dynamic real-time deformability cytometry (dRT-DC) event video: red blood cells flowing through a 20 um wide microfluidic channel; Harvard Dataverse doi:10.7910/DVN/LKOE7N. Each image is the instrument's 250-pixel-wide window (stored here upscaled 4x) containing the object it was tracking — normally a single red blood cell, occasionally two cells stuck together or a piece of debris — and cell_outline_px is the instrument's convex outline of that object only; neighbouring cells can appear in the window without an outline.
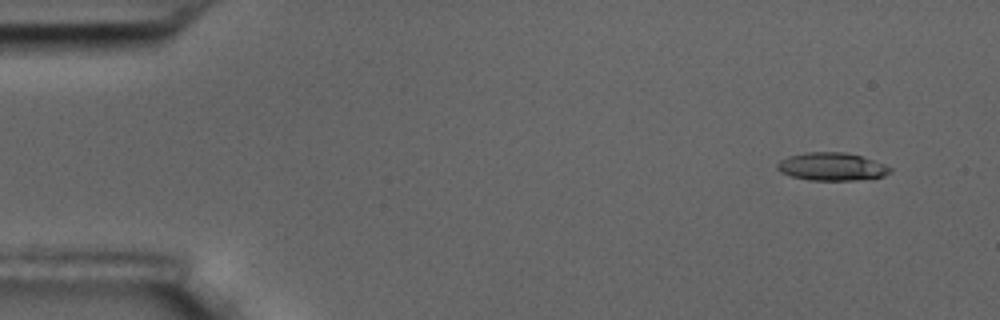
{"species": "common noctule bat (a hibernating species)", "species_latin": "Nyctalus noctula", "temperature_condition": "room temperature", "stored_images_in_passage": 10, "camera_frame_rate_fps": 3000, "um_per_image_px": 0.085, "animal": {"sex": "male", "body_mass_g": 17.5, "forearm_length_mm": 52.3}, "frame": {"image": 1, "passage_image": 1, "time_ms": 0.0, "image_size_px": [1000, 320], "cell_outline_px": [[892, 172], [884, 176], [856, 180], [808, 180], [792, 176], [780, 172], [776, 168], [776, 164], [780, 160], [788, 156], [804, 152], [844, 152], [860, 156], [884, 164], [892, 168]], "centroid_in_image_um": [70.68, 14.16], "position_along_channel_um": 14.3, "area_um2": 18.38}}
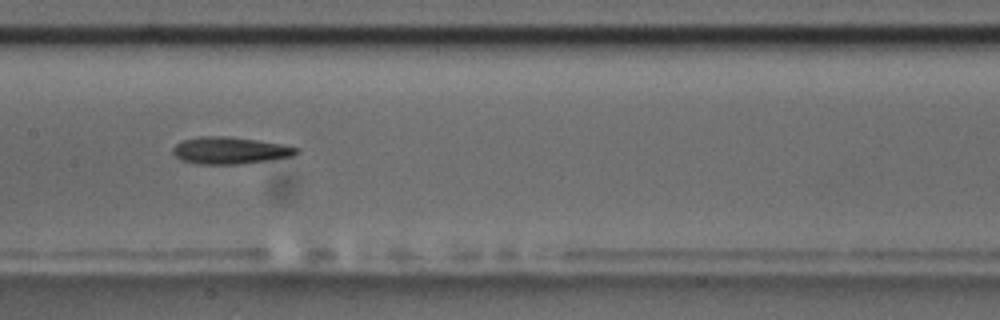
{"frame": {"image": 2, "passage_image": 8, "time_ms": 8.0, "image_size_px": [1000, 320], "cell_outline_px": [[300, 152], [296, 156], [268, 160], [236, 164], [196, 164], [180, 160], [172, 152], [172, 148], [180, 140], [200, 136], [228, 136], [284, 144], [300, 148]], "centroid_in_image_um": [19.56, 12.78], "position_along_channel_um": 187.8, "area_um2": 19.71}}
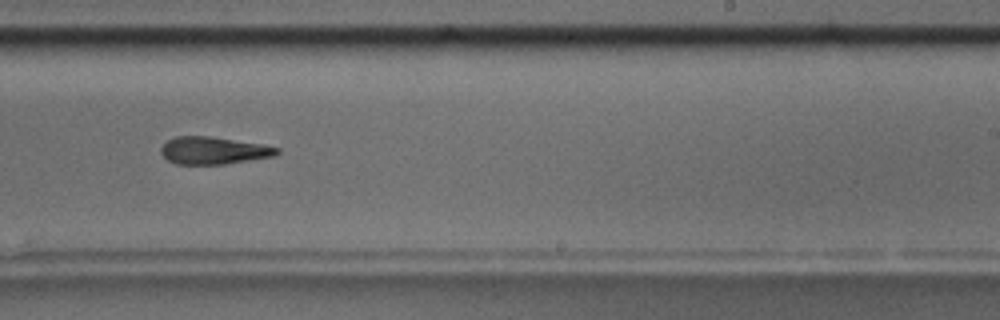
{"frame": {"image": 3, "passage_image": 10, "time_ms": 10.333, "image_size_px": [1000, 320], "cell_outline_px": [[280, 152], [276, 156], [224, 164], [176, 164], [168, 160], [160, 152], [160, 148], [168, 140], [176, 136], [208, 136], [260, 144], [280, 148]], "centroid_in_image_um": [18.15, 12.8], "position_along_channel_um": 270.8, "area_um2": 18.38}}